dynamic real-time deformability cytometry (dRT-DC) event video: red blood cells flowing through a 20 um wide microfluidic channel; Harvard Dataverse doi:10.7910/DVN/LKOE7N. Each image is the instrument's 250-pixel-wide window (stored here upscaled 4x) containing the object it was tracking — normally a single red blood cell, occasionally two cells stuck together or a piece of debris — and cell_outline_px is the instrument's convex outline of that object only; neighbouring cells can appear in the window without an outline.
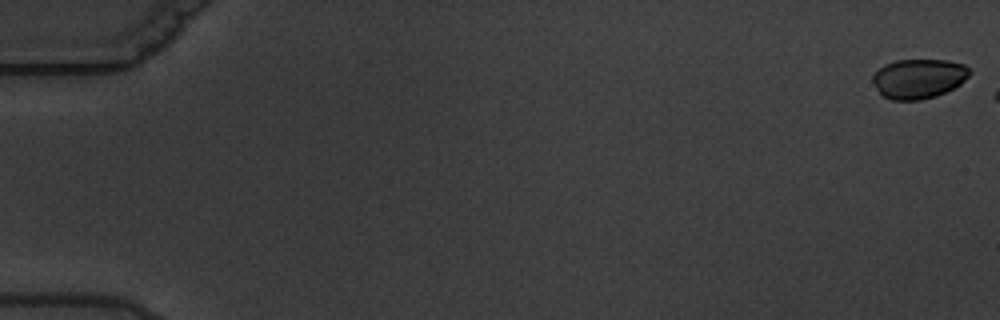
{"species": "common noctule bat (a hibernating species)", "species_latin": "Nyctalus noctula", "temperature_condition": "warm", "stored_images_in_passage": 4, "camera_frame_rate_fps": 3000, "um_per_image_px": 0.085, "animal": {"sex": "male", "body_mass_g": 19.5, "forearm_length_mm": 54.6}, "frame": {"image": 1, "passage_image": 1, "time_ms": 0.0, "image_size_px": [1000, 320], "cell_outline_px": [[972, 72], [960, 84], [936, 96], [920, 100], [892, 100], [884, 96], [880, 92], [872, 80], [872, 76], [884, 64], [896, 60], [948, 60], [964, 64]], "centroid_in_image_um": [78.09, 6.67], "position_along_channel_um": 6.9, "area_um2": 22.2}}